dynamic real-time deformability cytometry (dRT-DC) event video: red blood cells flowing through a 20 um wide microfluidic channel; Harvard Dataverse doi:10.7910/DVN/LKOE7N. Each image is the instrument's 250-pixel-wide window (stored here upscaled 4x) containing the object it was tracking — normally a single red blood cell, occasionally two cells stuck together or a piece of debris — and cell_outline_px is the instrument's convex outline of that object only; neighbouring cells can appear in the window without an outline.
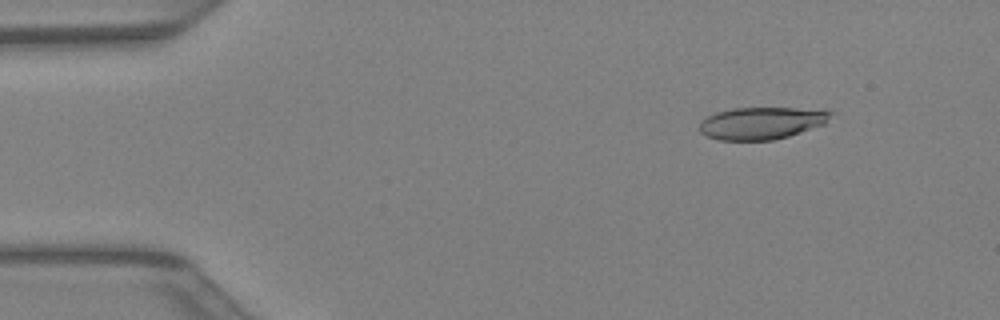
{"species": "Egyptian fruit bat (a non-hibernating species)", "species_latin": "Rousettus aegyptiacus", "temperature_condition": "warm", "stored_images_in_passage": 39, "camera_frame_rate_fps": 3000, "um_per_image_px": 0.085, "animal": {"sex": "female"}, "frame": {"image": 1, "passage_image": 5, "time_ms": 1.333, "image_size_px": [1000, 320], "cell_outline_px": [[832, 112], [824, 124], [788, 136], [772, 140], [720, 140], [708, 136], [700, 132], [700, 120], [716, 112], [732, 108], [796, 108]], "centroid_in_image_um": [64.66, 10.46], "position_along_channel_um": 20.3, "area_um2": 24.22}}
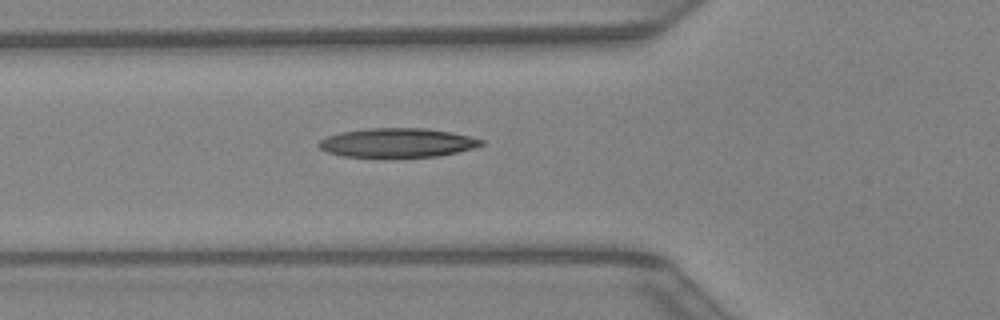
{"frame": {"image": 2, "passage_image": 15, "time_ms": 4.667, "image_size_px": [1000, 320], "cell_outline_px": [[484, 144], [472, 148], [440, 156], [344, 156], [328, 152], [320, 148], [316, 144], [320, 140], [328, 136], [340, 132], [364, 128], [424, 128], [452, 132], [484, 140]], "centroid_in_image_um": [33.76, 12.11], "position_along_channel_um": 92.0, "area_um2": 27.22}}
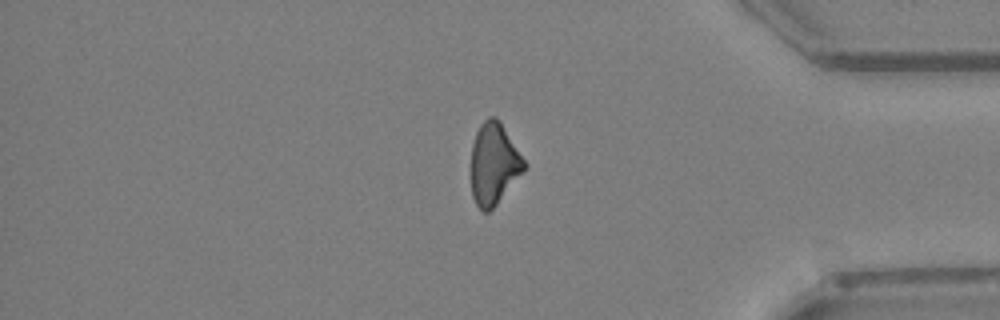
{"frame": {"image": 3, "passage_image": 35, "time_ms": 11.333, "image_size_px": [1000, 320], "cell_outline_px": [[528, 168], [496, 204], [488, 212], [484, 212], [476, 204], [472, 196], [472, 144], [476, 132], [480, 124], [488, 116], [496, 116], [500, 120], [528, 164]], "centroid_in_image_um": [42.02, 13.89], "position_along_channel_um": 393.2, "area_um2": 25.49}}